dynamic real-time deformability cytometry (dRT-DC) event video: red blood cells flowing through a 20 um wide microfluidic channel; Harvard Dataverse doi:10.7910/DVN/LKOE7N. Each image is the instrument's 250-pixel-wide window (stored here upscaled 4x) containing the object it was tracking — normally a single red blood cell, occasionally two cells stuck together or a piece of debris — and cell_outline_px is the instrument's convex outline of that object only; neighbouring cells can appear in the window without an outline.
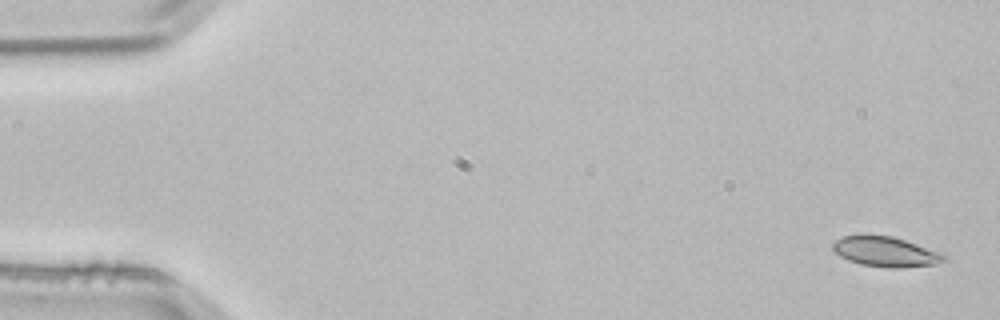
{"species": "common noctule bat (a hibernating species)", "species_latin": "Nyctalus noctula", "temperature_condition": "room temperature", "stored_images_in_passage": 4, "camera_frame_rate_fps": 3000, "um_per_image_px": 0.085, "animal": {"sex": "male", "body_mass_g": 21.5, "forearm_length_mm": 52.0}, "frame": {"image": 1, "passage_image": 1, "time_ms": 0.0, "image_size_px": [1000, 320], "cell_outline_px": [[944, 260], [936, 264], [900, 268], [888, 268], [860, 264], [848, 260], [840, 256], [832, 248], [832, 244], [836, 240], [844, 236], [864, 232], [892, 236], [944, 252]], "centroid_in_image_um": [75.25, 21.36], "position_along_channel_um": 9.7, "area_um2": 20.0}}
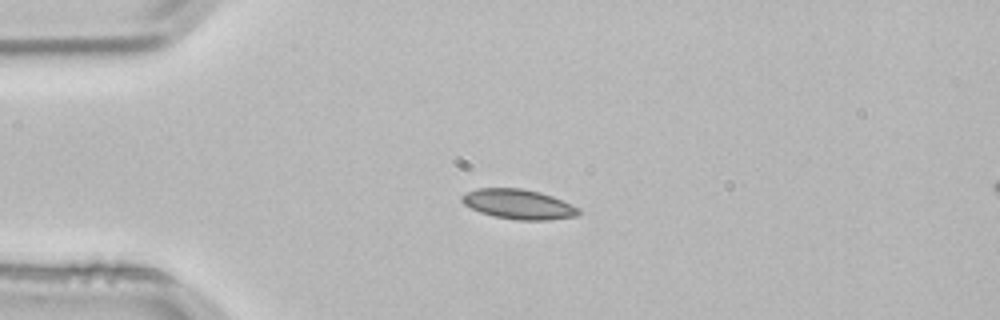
{"frame": {"image": 2, "passage_image": 3, "time_ms": 0.667, "image_size_px": [1000, 320], "cell_outline_px": [[580, 212], [576, 216], [548, 220], [516, 220], [492, 216], [480, 212], [464, 204], [460, 200], [460, 196], [464, 192], [476, 188], [520, 188], [540, 192], [552, 196], [580, 208]], "centroid_in_image_um": [44.03, 17.35], "position_along_channel_um": 41.0, "area_um2": 20.4}}
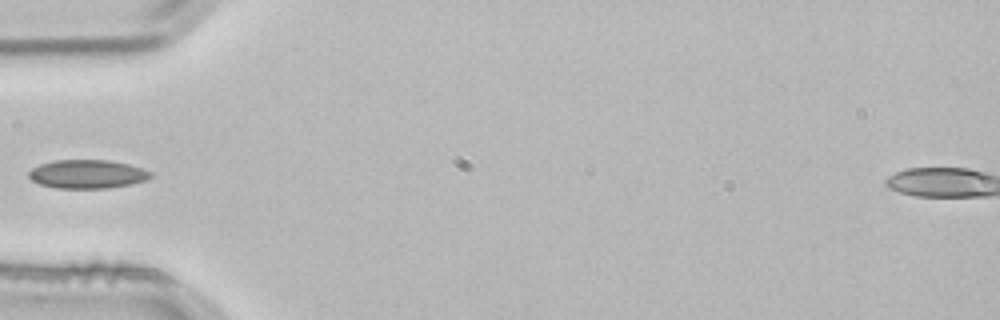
{"frame": {"image": 3, "passage_image": 4, "time_ms": 1.0, "image_size_px": [1000, 320], "cell_outline_px": [[152, 176], [148, 180], [132, 184], [108, 188], [56, 188], [40, 184], [32, 180], [28, 176], [28, 172], [32, 168], [40, 164], [56, 160], [108, 160], [128, 164], [152, 172]], "centroid_in_image_um": [7.43, 14.8], "position_along_channel_um": 77.6, "area_um2": 20.35}}